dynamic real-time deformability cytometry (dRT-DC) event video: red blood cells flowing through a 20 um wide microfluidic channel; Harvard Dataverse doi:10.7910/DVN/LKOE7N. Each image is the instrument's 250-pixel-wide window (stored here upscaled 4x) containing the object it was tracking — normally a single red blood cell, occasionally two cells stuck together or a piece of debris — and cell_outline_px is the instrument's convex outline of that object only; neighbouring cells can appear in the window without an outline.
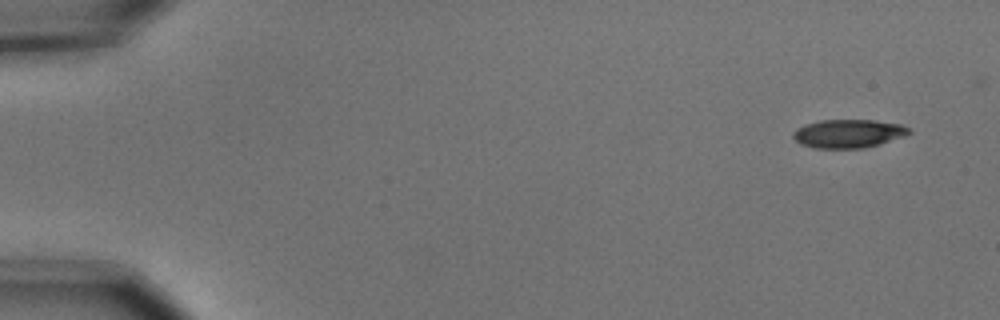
{"species": "common noctule bat (a hibernating species)", "species_latin": "Nyctalus noctula", "temperature_condition": "cold", "stored_images_in_passage": 9, "camera_frame_rate_fps": 3000, "um_per_image_px": 0.085, "animal": {"sex": "male", "body_mass_g": 15.6}, "frame": {"image": 1, "passage_image": 1, "time_ms": 0.0, "image_size_px": [1000, 320], "cell_outline_px": [[912, 132], [904, 136], [880, 144], [864, 148], [812, 148], [800, 144], [792, 136], [792, 132], [796, 128], [804, 124], [820, 120], [876, 120], [900, 124], [912, 128]], "centroid_in_image_um": [72.11, 11.35], "position_along_channel_um": 12.9, "area_um2": 19.48}}
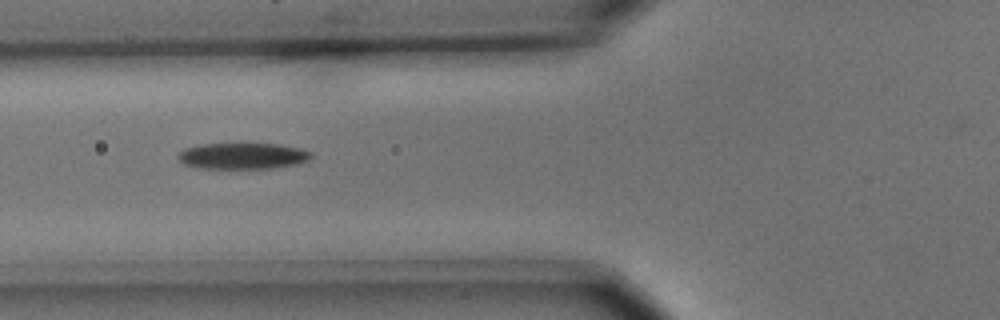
{"frame": {"image": 2, "passage_image": 6, "time_ms": 1.667, "image_size_px": [1000, 320], "cell_outline_px": [[312, 156], [308, 160], [296, 164], [272, 168], [196, 168], [184, 164], [176, 156], [184, 148], [200, 144], [280, 144], [300, 148], [312, 152]], "centroid_in_image_um": [20.62, 13.25], "position_along_channel_um": 105.2, "area_um2": 20.29}}
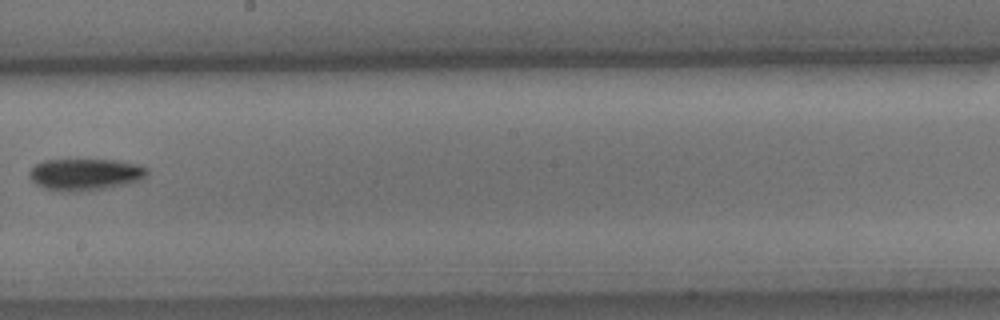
{"frame": {"image": 3, "passage_image": 9, "time_ms": 2.667, "image_size_px": [1000, 320], "cell_outline_px": [[148, 172], [140, 180], [132, 184], [80, 192], [60, 192], [44, 188], [36, 184], [28, 176], [28, 172], [36, 164], [44, 160], [120, 160], [140, 164], [148, 168]], "centroid_in_image_um": [7.27, 14.84], "position_along_channel_um": 240.9, "area_um2": 22.25}}